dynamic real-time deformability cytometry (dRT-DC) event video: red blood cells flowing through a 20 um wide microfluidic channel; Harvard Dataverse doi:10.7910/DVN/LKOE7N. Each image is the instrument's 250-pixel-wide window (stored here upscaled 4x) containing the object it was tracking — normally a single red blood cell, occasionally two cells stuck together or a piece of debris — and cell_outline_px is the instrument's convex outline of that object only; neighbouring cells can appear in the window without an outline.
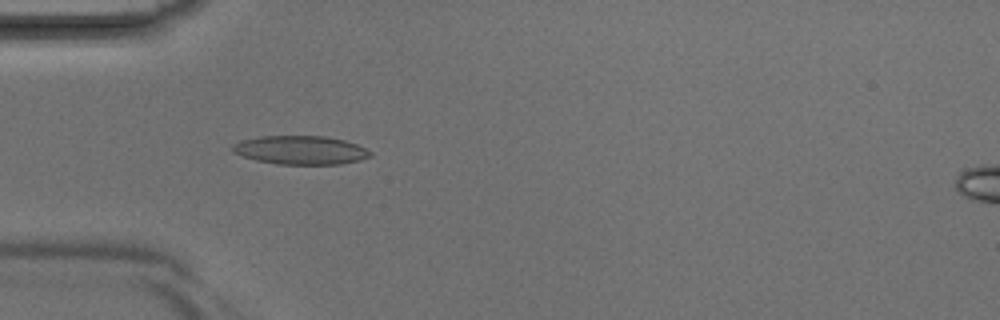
{"species": "Egyptian fruit bat (a non-hibernating species)", "species_latin": "Rousettus aegyptiacus", "temperature_condition": "room temperature", "stored_images_in_passage": 5, "segment_of_instrument_passage": [1, 2], "camera_frame_rate_fps": 3000, "um_per_image_px": 0.085, "animal": {"sex": "male"}, "frame": {"image": 1, "passage_image": 4, "time_ms": 1.0, "image_size_px": [1000, 320], "cell_outline_px": [[372, 156], [360, 160], [340, 164], [276, 164], [256, 160], [232, 152], [232, 144], [240, 140], [260, 136], [324, 136], [344, 140], [356, 144], [372, 152]], "centroid_in_image_um": [25.53, 12.75], "position_along_channel_um": 59.5, "area_um2": 23.0}}